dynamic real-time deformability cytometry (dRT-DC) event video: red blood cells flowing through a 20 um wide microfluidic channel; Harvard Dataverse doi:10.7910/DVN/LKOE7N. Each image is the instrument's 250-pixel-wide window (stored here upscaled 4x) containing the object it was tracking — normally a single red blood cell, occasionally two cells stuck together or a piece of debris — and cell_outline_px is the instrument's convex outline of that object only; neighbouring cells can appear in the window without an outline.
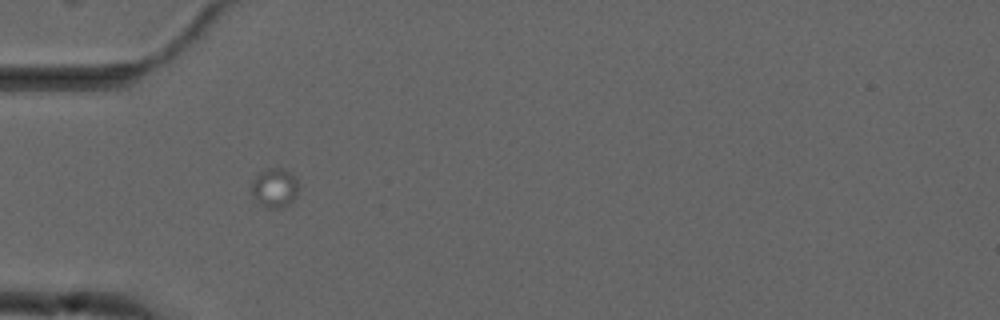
{"species": "common noctule bat (a hibernating species)", "species_latin": "Nyctalus noctula", "temperature_condition": "cold", "stored_images_in_passage": 36, "camera_frame_rate_fps": 3000, "um_per_image_px": 0.085, "animal": {"sex": "male", "forearm_length_mm": 52.5}, "frame": {"image": 1, "passage_image": 1, "time_ms": 0.0, "image_size_px": [1000, 320], "cell_outline_px": [[300, 188], [292, 204], [280, 208], [264, 208], [252, 196], [252, 180], [260, 172], [268, 168], [284, 168], [296, 180]], "centroid_in_image_um": [23.35, 16.0], "position_along_channel_um": 61.6, "area_um2": 10.92}}
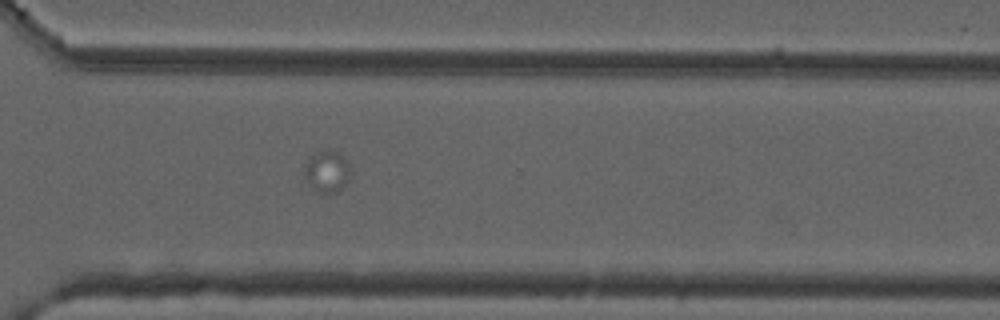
{"frame": {"image": 2, "passage_image": 26, "time_ms": 8.333, "image_size_px": [1000, 320], "cell_outline_px": [[352, 172], [348, 184], [336, 192], [312, 192], [304, 176], [304, 164], [308, 156], [320, 152], [336, 152], [344, 156], [348, 160], [352, 168]], "centroid_in_image_um": [27.81, 14.61], "position_along_channel_um": 342.8, "area_um2": 11.62}}
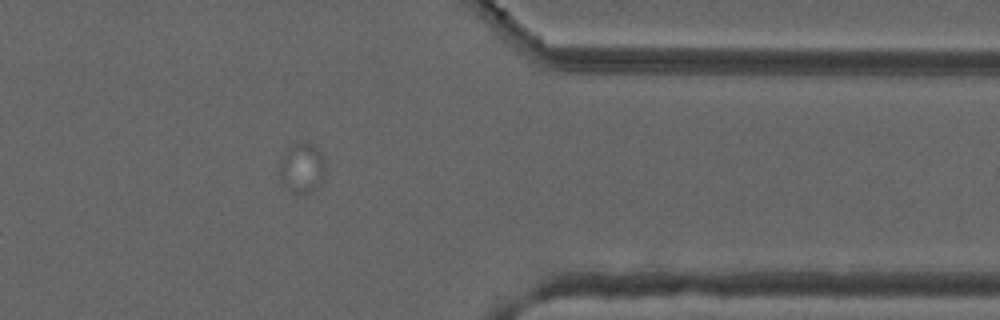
{"frame": {"image": 3, "passage_image": 31, "time_ms": 10.0, "image_size_px": [1000, 320], "cell_outline_px": [[324, 180], [316, 188], [308, 192], [292, 192], [280, 180], [280, 160], [284, 152], [288, 148], [296, 144], [312, 144], [320, 152], [324, 160]], "centroid_in_image_um": [25.67, 14.29], "position_along_channel_um": 385.7, "area_um2": 12.95}}